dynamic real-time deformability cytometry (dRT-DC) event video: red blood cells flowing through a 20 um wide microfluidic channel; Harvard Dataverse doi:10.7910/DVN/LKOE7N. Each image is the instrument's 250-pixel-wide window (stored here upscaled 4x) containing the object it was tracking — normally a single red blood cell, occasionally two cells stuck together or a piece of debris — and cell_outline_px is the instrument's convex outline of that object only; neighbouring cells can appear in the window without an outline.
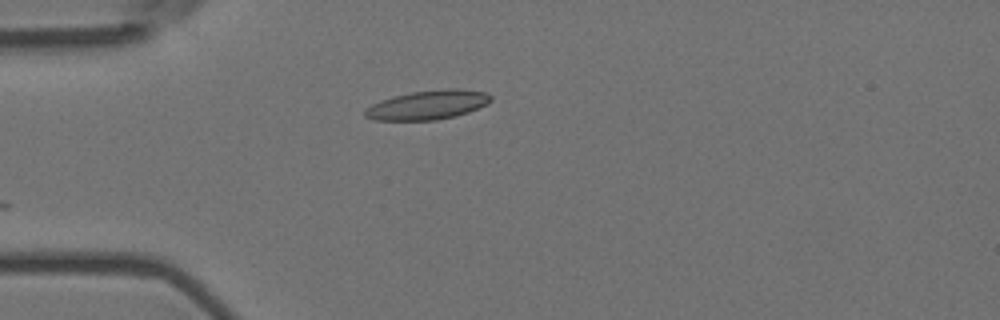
{"species": "Egyptian fruit bat (a non-hibernating species)", "species_latin": "Rousettus aegyptiacus", "temperature_condition": "room temperature", "stored_images_in_passage": 4, "camera_frame_rate_fps": 3000, "um_per_image_px": 0.085, "animal": {"sex": "female"}, "frame": {"image": 1, "passage_image": 1, "time_ms": 0.0, "image_size_px": [1000, 320], "cell_outline_px": [[492, 100], [488, 104], [468, 112], [456, 116], [436, 120], [376, 120], [364, 116], [364, 108], [380, 100], [412, 92], [448, 88], [460, 88], [484, 92], [492, 96]], "centroid_in_image_um": [36.37, 8.92], "position_along_channel_um": 48.6, "area_um2": 21.44}}